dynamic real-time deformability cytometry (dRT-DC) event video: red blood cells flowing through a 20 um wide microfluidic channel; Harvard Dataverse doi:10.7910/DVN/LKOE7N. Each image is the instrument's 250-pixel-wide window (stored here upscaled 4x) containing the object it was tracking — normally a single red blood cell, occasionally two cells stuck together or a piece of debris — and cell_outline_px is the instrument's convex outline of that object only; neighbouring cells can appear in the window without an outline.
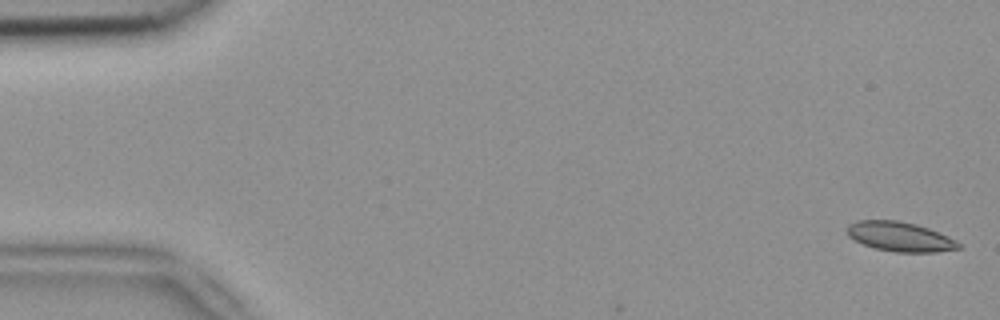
{"species": "common noctule bat (a hibernating species)", "species_latin": "Nyctalus noctula", "temperature_condition": "room temperature", "stored_images_in_passage": 3, "camera_frame_rate_fps": 3000, "um_per_image_px": 0.085, "animal": {"sex": "female", "body_mass_g": 18.4}, "frame": {"image": 1, "passage_image": 1, "time_ms": 0.0, "image_size_px": [1000, 320], "cell_outline_px": [[960, 248], [936, 252], [896, 252], [876, 248], [864, 244], [848, 236], [848, 224], [856, 220], [896, 220], [916, 224], [928, 228], [948, 236], [956, 240], [960, 244]], "centroid_in_image_um": [76.5, 20.11], "position_along_channel_um": 8.5, "area_um2": 19.02}}